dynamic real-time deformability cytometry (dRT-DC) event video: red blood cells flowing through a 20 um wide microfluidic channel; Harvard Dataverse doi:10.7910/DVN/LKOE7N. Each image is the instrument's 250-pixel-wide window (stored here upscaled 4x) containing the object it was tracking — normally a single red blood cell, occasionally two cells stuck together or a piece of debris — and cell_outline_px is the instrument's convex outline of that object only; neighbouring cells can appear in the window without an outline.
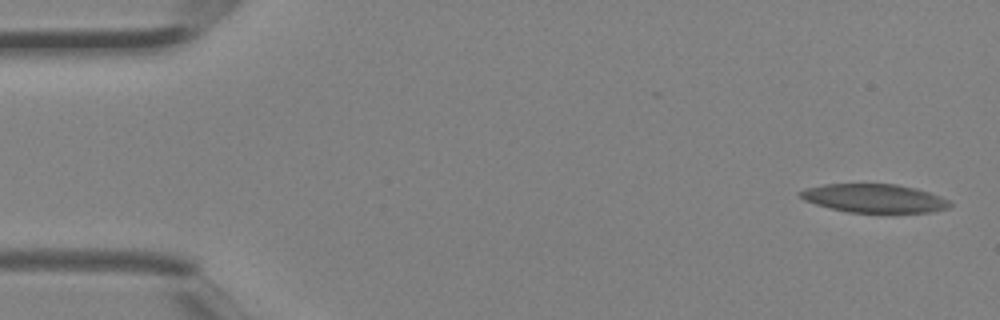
{"species": "Egyptian fruit bat (a non-hibernating species)", "species_latin": "Rousettus aegyptiacus", "temperature_condition": "room temperature", "stored_images_in_passage": 2, "segment_of_instrument_passage": [2, 2], "camera_frame_rate_fps": 3000, "um_per_image_px": 0.085, "animal": {"sex": "female"}, "frame": {"image": 1, "passage_image": 2, "time_ms": 0.333, "image_size_px": [1000, 320], "cell_outline_px": [[952, 204], [948, 208], [932, 212], [848, 212], [828, 208], [804, 200], [796, 192], [804, 188], [824, 184], [896, 184], [916, 188], [940, 196], [948, 200]], "centroid_in_image_um": [74.27, 16.85], "position_along_channel_um": 10.7, "area_um2": 24.91}}